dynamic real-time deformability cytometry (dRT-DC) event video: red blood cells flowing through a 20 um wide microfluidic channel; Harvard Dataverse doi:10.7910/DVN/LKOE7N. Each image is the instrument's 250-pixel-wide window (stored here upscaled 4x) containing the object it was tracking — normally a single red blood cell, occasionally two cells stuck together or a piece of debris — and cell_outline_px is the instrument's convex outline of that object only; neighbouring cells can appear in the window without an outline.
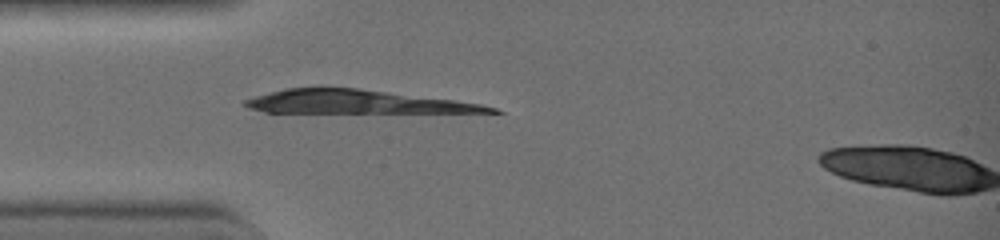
{"species": "common noctule bat (a hibernating species)", "species_latin": "Nyctalus noctula", "temperature_condition": "warm", "stored_images_in_passage": 2, "camera_frame_rate_fps": 3000, "um_per_image_px": 0.085, "animal": {"sex": "female", "body_mass_g": 19.0, "forearm_length_mm": 51.5}, "frame": {"image": 1, "passage_image": 1, "time_ms": 0.0, "image_size_px": [1000, 240], "cell_outline_px": [[504, 112], [264, 112], [248, 108], [244, 104], [244, 100], [256, 96], [284, 88], [324, 84], [360, 88], [452, 100], [480, 104], [496, 108]], "centroid_in_image_um": [30.14, 8.62], "position_along_channel_um": 54.9, "area_um2": 33.93}}